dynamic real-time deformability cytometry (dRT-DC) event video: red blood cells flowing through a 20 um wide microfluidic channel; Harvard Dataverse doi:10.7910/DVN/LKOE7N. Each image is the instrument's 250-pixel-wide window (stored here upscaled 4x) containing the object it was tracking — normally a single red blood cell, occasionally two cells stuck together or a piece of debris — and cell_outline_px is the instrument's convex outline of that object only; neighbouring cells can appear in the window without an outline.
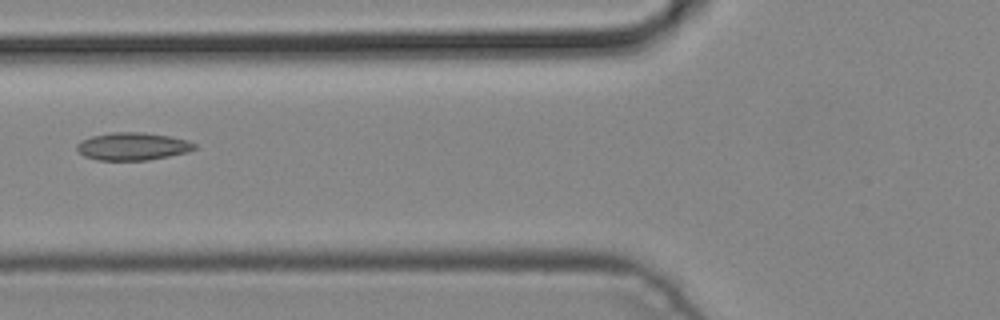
{"species": "common noctule bat (a hibernating species)", "species_latin": "Nyctalus noctula", "temperature_condition": "cold", "stored_images_in_passage": 5, "camera_frame_rate_fps": 3000, "um_per_image_px": 0.085, "animal": {"sex": "male", "body_mass_g": 19.2, "forearm_length_mm": 51.8}, "frame": {"image": 1, "passage_image": 5, "time_ms": 1.333, "image_size_px": [1000, 320], "cell_outline_px": [[196, 148], [188, 152], [148, 160], [96, 160], [84, 156], [76, 148], [76, 144], [80, 140], [92, 136], [112, 132], [144, 132], [168, 136], [188, 140], [196, 144]], "centroid_in_image_um": [11.26, 12.44], "position_along_channel_um": 114.5, "area_um2": 19.02}}